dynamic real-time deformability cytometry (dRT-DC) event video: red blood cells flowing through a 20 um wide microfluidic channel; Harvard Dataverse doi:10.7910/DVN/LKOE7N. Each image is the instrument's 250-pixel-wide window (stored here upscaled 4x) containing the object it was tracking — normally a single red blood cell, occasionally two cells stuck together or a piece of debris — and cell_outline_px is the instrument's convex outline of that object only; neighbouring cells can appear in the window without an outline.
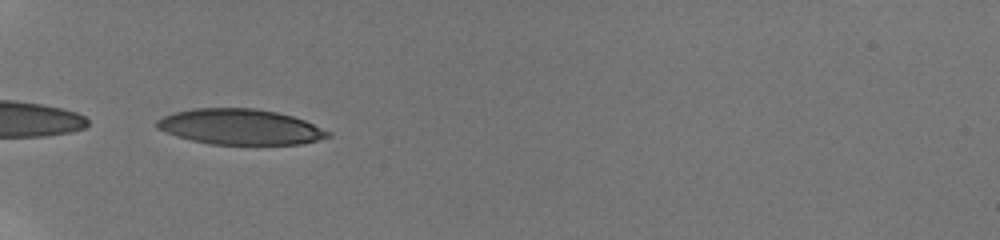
{"species": "human", "species_latin": "Homo sapiens", "temperature_condition": "room temperature", "stored_images_in_passage": 36, "camera_frame_rate_fps": 3000, "um_per_image_px": 0.085, "donor": {"sex": "male"}, "frame": {"image": 1, "passage_image": 1, "time_ms": 0.0, "image_size_px": [1000, 240], "cell_outline_px": [[332, 136], [300, 144], [212, 144], [192, 140], [176, 136], [156, 128], [156, 120], [164, 116], [176, 112], [192, 108], [256, 108], [276, 112], [292, 116], [304, 120], [332, 132]], "centroid_in_image_um": [20.42, 10.78], "position_along_channel_um": 64.6, "area_um2": 35.32}}
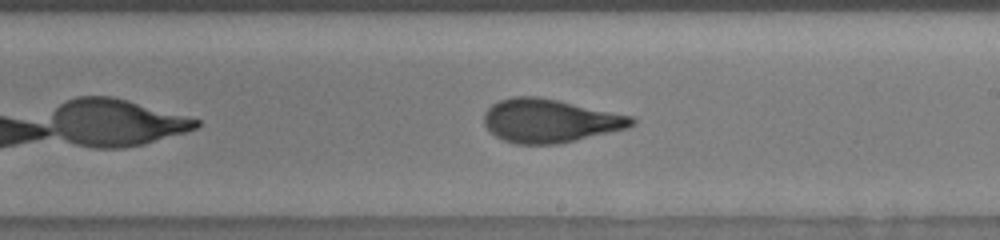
{"frame": {"image": 2, "passage_image": 16, "time_ms": 5.0, "image_size_px": [1000, 240], "cell_outline_px": [[636, 124], [628, 128], [556, 144], [516, 144], [504, 140], [496, 136], [484, 124], [484, 112], [492, 104], [500, 100], [512, 96], [540, 96], [632, 116], [636, 120]], "centroid_in_image_um": [46.73, 10.25], "position_along_channel_um": 242.3, "area_um2": 37.28}}
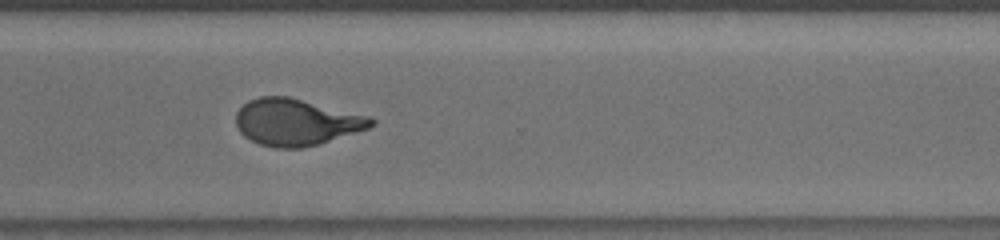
{"frame": {"image": 3, "passage_image": 24, "time_ms": 7.667, "image_size_px": [1000, 240], "cell_outline_px": [[376, 124], [368, 128], [320, 144], [300, 148], [276, 148], [260, 144], [244, 136], [240, 132], [236, 124], [236, 112], [248, 100], [260, 96], [288, 96], [368, 116], [376, 120]], "centroid_in_image_um": [25.17, 10.38], "position_along_channel_um": 345.4, "area_um2": 36.65}, "authors_computed_cell_mechanics": {"area_um2": 37.0209, "velocity_mm_per_s": 3.878, "shape_relaxation_time_tau1_ms": 4.904, "shape_relaxation_time_tau2_ms": 0.7731, "deformation_change_tau1": 0.2052, "deformation_change_tau2": 0.0654}}